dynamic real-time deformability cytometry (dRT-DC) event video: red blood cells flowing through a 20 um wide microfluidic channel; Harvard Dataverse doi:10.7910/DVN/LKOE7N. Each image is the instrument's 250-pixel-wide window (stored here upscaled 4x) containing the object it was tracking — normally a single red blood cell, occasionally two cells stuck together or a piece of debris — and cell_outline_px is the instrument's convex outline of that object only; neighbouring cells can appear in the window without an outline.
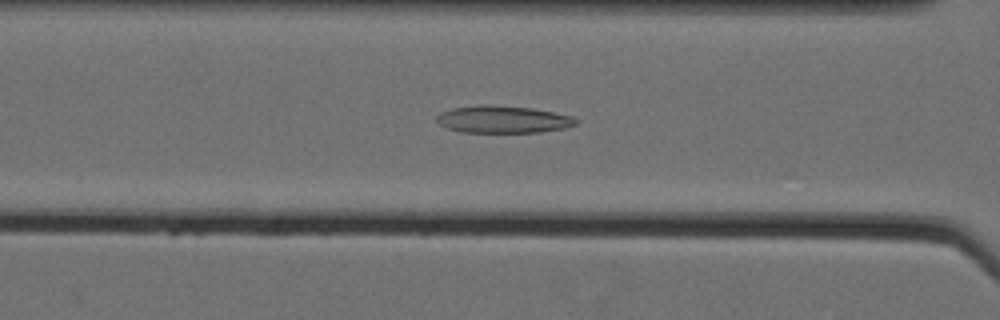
{"species": "Egyptian fruit bat (a non-hibernating species)", "species_latin": "Rousettus aegyptiacus", "temperature_condition": "cold", "stored_images_in_passage": 47, "camera_frame_rate_fps": 3000, "um_per_image_px": 0.085, "animal": {"sex": "female"}, "frame": {"image": 1, "passage_image": 15, "time_ms": 4.667, "image_size_px": [1000, 320], "cell_outline_px": [[576, 124], [564, 128], [540, 132], [460, 132], [448, 128], [440, 124], [436, 120], [436, 116], [440, 112], [452, 108], [480, 104], [492, 104], [532, 108], [572, 116], [576, 120]], "centroid_in_image_um": [42.7, 10.13], "position_along_channel_um": 123.9, "area_um2": 22.14}}
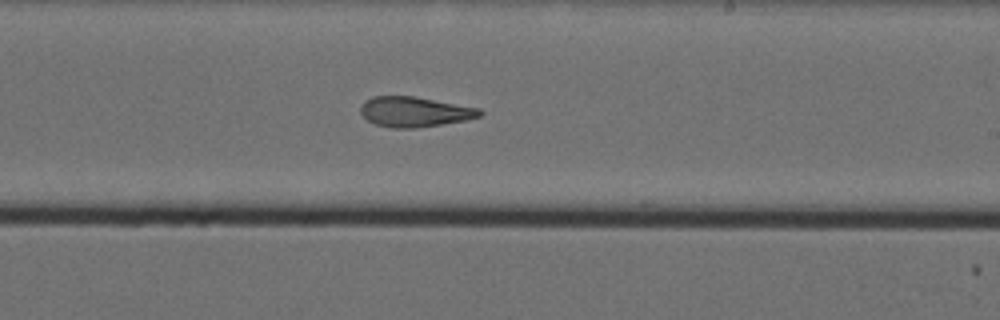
{"frame": {"image": 2, "passage_image": 26, "time_ms": 8.333, "image_size_px": [1000, 320], "cell_outline_px": [[484, 112], [480, 116], [468, 120], [416, 128], [392, 128], [376, 124], [368, 120], [360, 112], [360, 104], [364, 100], [372, 96], [416, 96], [480, 108]], "centroid_in_image_um": [35.25, 9.49], "position_along_channel_um": 253.8, "area_um2": 21.15}}
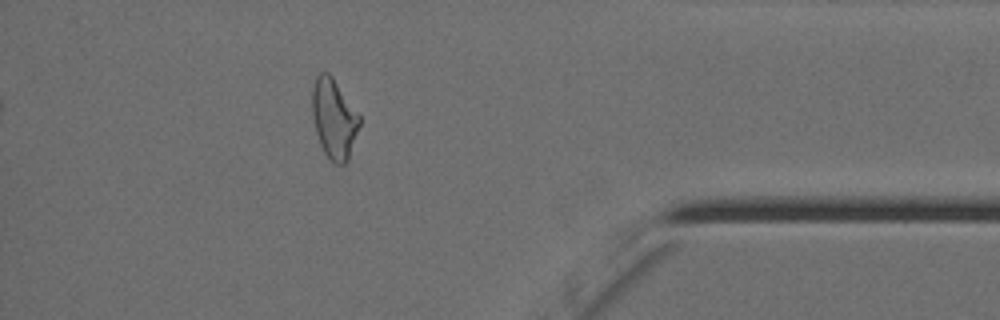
{"frame": {"image": 3, "passage_image": 41, "time_ms": 13.333, "image_size_px": [1000, 320], "cell_outline_px": [[360, 124], [348, 160], [344, 164], [336, 164], [324, 152], [320, 144], [316, 132], [312, 116], [312, 88], [316, 76], [320, 72], [328, 72], [332, 76], [360, 116]], "centroid_in_image_um": [28.37, 10.07], "position_along_channel_um": 406.8, "area_um2": 21.79}, "authors_computed_cell_mechanics": {"area_um2": 22.1374, "velocity_mm_per_s": 3.5461, "shape_relaxation_time_tau1_ms": null, "shape_relaxation_time_tau2_ms": 3.0235, "deformation_change_tau1": null, "deformation_change_tau2": 0.1232}}